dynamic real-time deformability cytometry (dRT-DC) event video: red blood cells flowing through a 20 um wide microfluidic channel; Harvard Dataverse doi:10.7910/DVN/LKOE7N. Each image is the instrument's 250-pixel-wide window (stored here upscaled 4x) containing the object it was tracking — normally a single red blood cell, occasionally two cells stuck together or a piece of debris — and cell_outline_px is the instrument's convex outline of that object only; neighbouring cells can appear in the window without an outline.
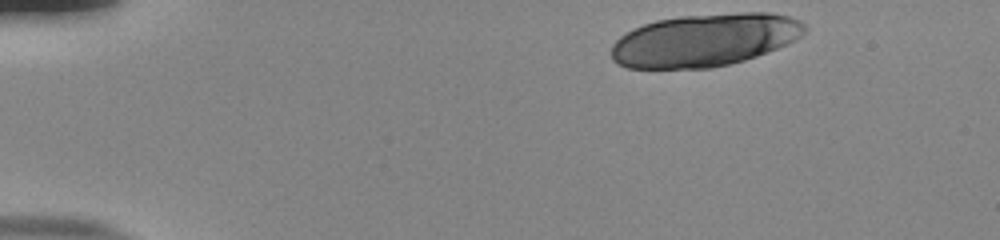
{"species": "human", "species_latin": "Homo sapiens", "temperature_condition": "room temperature", "stored_images_in_passage": 14, "camera_frame_rate_fps": 3000, "um_per_image_px": 0.085, "donor": {"sex": "male"}, "frame": {"image": 1, "passage_image": 1, "time_ms": 0.0, "image_size_px": [1000, 240], "cell_outline_px": [[808, 28], [796, 40], [768, 52], [744, 60], [712, 68], [628, 68], [616, 64], [612, 60], [612, 44], [620, 36], [644, 24], [656, 20], [680, 16], [740, 12], [772, 12], [788, 16], [800, 20]], "centroid_in_image_um": [59.91, 3.4], "position_along_channel_um": 25.1, "area_um2": 59.59}}